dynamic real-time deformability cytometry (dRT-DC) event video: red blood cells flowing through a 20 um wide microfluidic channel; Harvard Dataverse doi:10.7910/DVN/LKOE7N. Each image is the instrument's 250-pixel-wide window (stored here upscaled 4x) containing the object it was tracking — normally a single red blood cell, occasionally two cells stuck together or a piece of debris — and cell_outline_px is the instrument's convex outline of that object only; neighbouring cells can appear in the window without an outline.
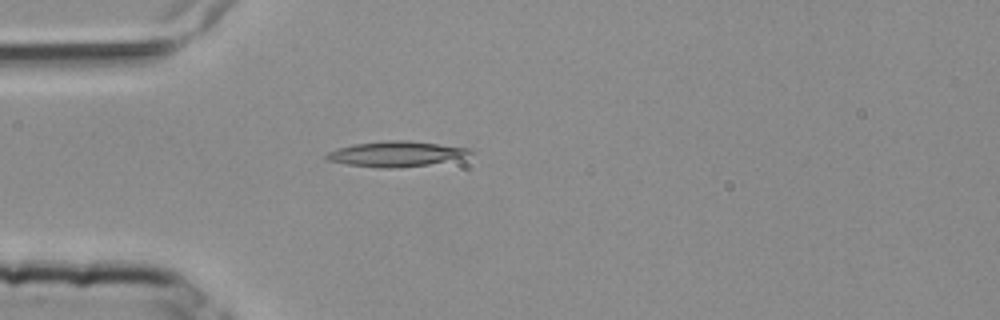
{"species": "common noctule bat (a hibernating species)", "species_latin": "Nyctalus noctula", "temperature_condition": "room temperature", "stored_images_in_passage": 3, "camera_frame_rate_fps": 3000, "um_per_image_px": 0.085, "animal": {"sex": "female", "body_mass_g": 25.1}, "frame": {"image": 1, "passage_image": 3, "time_ms": 0.667, "image_size_px": [1000, 320], "cell_outline_px": [[476, 152], [464, 156], [428, 164], [348, 164], [328, 160], [324, 156], [328, 152], [340, 148], [356, 144], [388, 140], [408, 140], [476, 148]], "centroid_in_image_um": [33.79, 12.99], "position_along_channel_um": 51.2, "area_um2": 19.59}}